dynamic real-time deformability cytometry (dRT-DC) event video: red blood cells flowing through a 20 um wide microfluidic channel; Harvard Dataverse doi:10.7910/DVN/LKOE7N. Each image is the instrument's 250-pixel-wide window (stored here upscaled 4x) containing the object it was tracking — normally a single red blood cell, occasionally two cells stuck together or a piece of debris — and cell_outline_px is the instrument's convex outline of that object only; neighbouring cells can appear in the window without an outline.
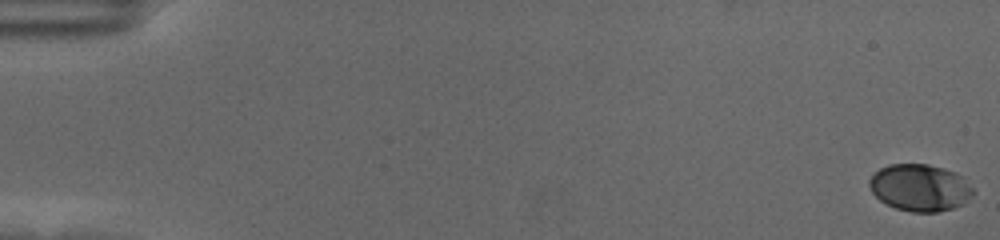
{"species": "human", "species_latin": "Homo sapiens", "temperature_condition": "cold", "stored_images_in_passage": 59, "camera_frame_rate_fps": 3000, "um_per_image_px": 0.085, "donor": {"sex": "female"}, "frame": {"image": 1, "passage_image": 1, "time_ms": 0.0, "image_size_px": [1000, 240], "cell_outline_px": [[972, 196], [964, 204], [940, 212], [912, 212], [896, 208], [880, 200], [872, 192], [868, 184], [868, 180], [880, 168], [888, 164], [928, 164], [944, 168], [956, 172], [972, 188]], "centroid_in_image_um": [78.18, 15.95], "position_along_channel_um": 6.8, "area_um2": 28.32}}
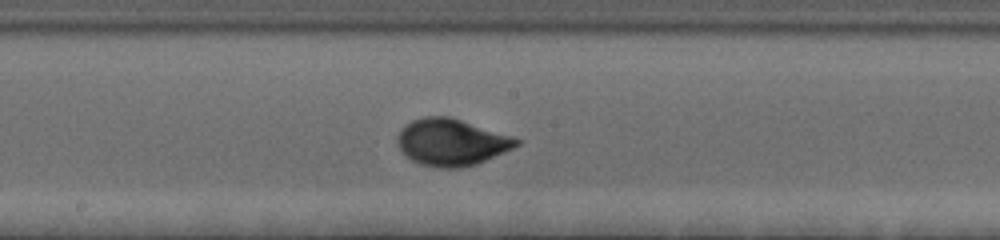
{"frame": {"image": 2, "passage_image": 33, "time_ms": 10.667, "image_size_px": [1000, 240], "cell_outline_px": [[524, 140], [520, 144], [512, 148], [476, 164], [460, 168], [436, 168], [420, 164], [412, 160], [400, 148], [396, 140], [400, 128], [412, 120], [424, 116], [448, 116], [512, 136]], "centroid_in_image_um": [38.36, 12.09], "position_along_channel_um": 209.8, "area_um2": 32.31}}
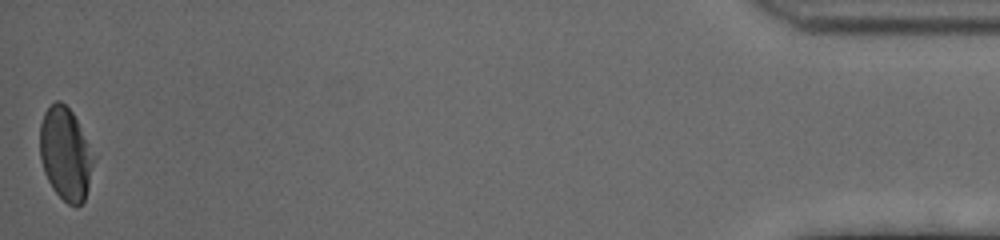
{"frame": {"image": 3, "passage_image": 59, "time_ms": 19.333, "image_size_px": [1000, 240], "cell_outline_px": [[96, 160], [88, 188], [84, 200], [76, 208], [68, 204], [52, 188], [44, 172], [40, 160], [40, 124], [44, 112], [56, 100], [60, 100], [72, 112]], "centroid_in_image_um": [5.56, 13.11], "position_along_channel_um": 429.6, "area_um2": 28.96}, "authors_computed_cell_mechanics": {"area_um2": 29.6514, "velocity_mm_per_s": 3.5224, "shape_relaxation_time_tau1_ms": 3.3289, "shape_relaxation_time_tau2_ms": null, "deformation_change_tau1": 0.1529, "deformation_change_tau2": null}}